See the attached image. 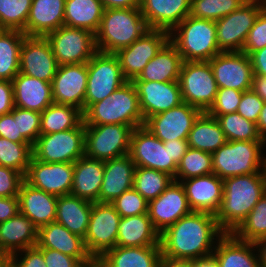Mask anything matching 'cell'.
Wrapping results in <instances>:
<instances>
[{"instance_id":"obj_1","label":"cell","mask_w":266,"mask_h":267,"mask_svg":"<svg viewBox=\"0 0 266 267\" xmlns=\"http://www.w3.org/2000/svg\"><path fill=\"white\" fill-rule=\"evenodd\" d=\"M224 234L214 214L192 211L160 234L161 253L172 259H208Z\"/></svg>"},{"instance_id":"obj_2","label":"cell","mask_w":266,"mask_h":267,"mask_svg":"<svg viewBox=\"0 0 266 267\" xmlns=\"http://www.w3.org/2000/svg\"><path fill=\"white\" fill-rule=\"evenodd\" d=\"M265 193V171L223 179V198L215 215L220 229L233 233Z\"/></svg>"},{"instance_id":"obj_3","label":"cell","mask_w":266,"mask_h":267,"mask_svg":"<svg viewBox=\"0 0 266 267\" xmlns=\"http://www.w3.org/2000/svg\"><path fill=\"white\" fill-rule=\"evenodd\" d=\"M150 28L140 8L104 9L99 28L95 33V45L99 52L115 54L130 46Z\"/></svg>"},{"instance_id":"obj_4","label":"cell","mask_w":266,"mask_h":267,"mask_svg":"<svg viewBox=\"0 0 266 267\" xmlns=\"http://www.w3.org/2000/svg\"><path fill=\"white\" fill-rule=\"evenodd\" d=\"M85 125L124 124L134 128L144 126V118L136 87L127 81L103 101L91 104L83 112Z\"/></svg>"},{"instance_id":"obj_5","label":"cell","mask_w":266,"mask_h":267,"mask_svg":"<svg viewBox=\"0 0 266 267\" xmlns=\"http://www.w3.org/2000/svg\"><path fill=\"white\" fill-rule=\"evenodd\" d=\"M169 41L185 62L209 61L221 52L213 20L187 16L169 33Z\"/></svg>"},{"instance_id":"obj_6","label":"cell","mask_w":266,"mask_h":267,"mask_svg":"<svg viewBox=\"0 0 266 267\" xmlns=\"http://www.w3.org/2000/svg\"><path fill=\"white\" fill-rule=\"evenodd\" d=\"M264 147L265 140L227 141L212 153L213 173L225 179L264 171Z\"/></svg>"},{"instance_id":"obj_7","label":"cell","mask_w":266,"mask_h":267,"mask_svg":"<svg viewBox=\"0 0 266 267\" xmlns=\"http://www.w3.org/2000/svg\"><path fill=\"white\" fill-rule=\"evenodd\" d=\"M88 81L84 111L94 103L108 98L127 80L123 77L118 57L97 51L87 63Z\"/></svg>"},{"instance_id":"obj_8","label":"cell","mask_w":266,"mask_h":267,"mask_svg":"<svg viewBox=\"0 0 266 267\" xmlns=\"http://www.w3.org/2000/svg\"><path fill=\"white\" fill-rule=\"evenodd\" d=\"M85 124L66 131L40 135L32 147L33 157L46 163H75L85 155Z\"/></svg>"},{"instance_id":"obj_9","label":"cell","mask_w":266,"mask_h":267,"mask_svg":"<svg viewBox=\"0 0 266 267\" xmlns=\"http://www.w3.org/2000/svg\"><path fill=\"white\" fill-rule=\"evenodd\" d=\"M183 102L207 112L213 105L218 86L209 61H183L179 78Z\"/></svg>"},{"instance_id":"obj_10","label":"cell","mask_w":266,"mask_h":267,"mask_svg":"<svg viewBox=\"0 0 266 267\" xmlns=\"http://www.w3.org/2000/svg\"><path fill=\"white\" fill-rule=\"evenodd\" d=\"M133 130L124 124L85 125V156L106 161L128 154Z\"/></svg>"},{"instance_id":"obj_11","label":"cell","mask_w":266,"mask_h":267,"mask_svg":"<svg viewBox=\"0 0 266 267\" xmlns=\"http://www.w3.org/2000/svg\"><path fill=\"white\" fill-rule=\"evenodd\" d=\"M45 37L59 65L88 63L97 52L95 34L86 29L64 25Z\"/></svg>"},{"instance_id":"obj_12","label":"cell","mask_w":266,"mask_h":267,"mask_svg":"<svg viewBox=\"0 0 266 267\" xmlns=\"http://www.w3.org/2000/svg\"><path fill=\"white\" fill-rule=\"evenodd\" d=\"M261 0H248L239 9L215 21L217 45L221 52H240L259 13Z\"/></svg>"},{"instance_id":"obj_13","label":"cell","mask_w":266,"mask_h":267,"mask_svg":"<svg viewBox=\"0 0 266 267\" xmlns=\"http://www.w3.org/2000/svg\"><path fill=\"white\" fill-rule=\"evenodd\" d=\"M129 154L138 167L164 172L173 179L176 176L177 165L170 157L169 141L162 142L144 126L134 128Z\"/></svg>"},{"instance_id":"obj_14","label":"cell","mask_w":266,"mask_h":267,"mask_svg":"<svg viewBox=\"0 0 266 267\" xmlns=\"http://www.w3.org/2000/svg\"><path fill=\"white\" fill-rule=\"evenodd\" d=\"M121 216L111 203H92L84 244L91 256L100 258L116 246Z\"/></svg>"},{"instance_id":"obj_15","label":"cell","mask_w":266,"mask_h":267,"mask_svg":"<svg viewBox=\"0 0 266 267\" xmlns=\"http://www.w3.org/2000/svg\"><path fill=\"white\" fill-rule=\"evenodd\" d=\"M168 41L169 32L150 29L130 46L119 49L115 55L120 62L123 77L127 81L137 78Z\"/></svg>"},{"instance_id":"obj_16","label":"cell","mask_w":266,"mask_h":267,"mask_svg":"<svg viewBox=\"0 0 266 267\" xmlns=\"http://www.w3.org/2000/svg\"><path fill=\"white\" fill-rule=\"evenodd\" d=\"M201 113L200 109L183 102L177 107L148 117L144 127L162 142L187 139Z\"/></svg>"},{"instance_id":"obj_17","label":"cell","mask_w":266,"mask_h":267,"mask_svg":"<svg viewBox=\"0 0 266 267\" xmlns=\"http://www.w3.org/2000/svg\"><path fill=\"white\" fill-rule=\"evenodd\" d=\"M209 63L218 88L238 91L252 89L253 68L247 54L240 52H220Z\"/></svg>"},{"instance_id":"obj_18","label":"cell","mask_w":266,"mask_h":267,"mask_svg":"<svg viewBox=\"0 0 266 267\" xmlns=\"http://www.w3.org/2000/svg\"><path fill=\"white\" fill-rule=\"evenodd\" d=\"M74 177V163H46L30 160L24 180L31 186L57 197L69 195Z\"/></svg>"},{"instance_id":"obj_19","label":"cell","mask_w":266,"mask_h":267,"mask_svg":"<svg viewBox=\"0 0 266 267\" xmlns=\"http://www.w3.org/2000/svg\"><path fill=\"white\" fill-rule=\"evenodd\" d=\"M58 67L46 37L25 36L20 50V73L51 83Z\"/></svg>"},{"instance_id":"obj_20","label":"cell","mask_w":266,"mask_h":267,"mask_svg":"<svg viewBox=\"0 0 266 267\" xmlns=\"http://www.w3.org/2000/svg\"><path fill=\"white\" fill-rule=\"evenodd\" d=\"M192 212L181 182L173 180L166 190L148 203V216L161 234L180 218Z\"/></svg>"},{"instance_id":"obj_21","label":"cell","mask_w":266,"mask_h":267,"mask_svg":"<svg viewBox=\"0 0 266 267\" xmlns=\"http://www.w3.org/2000/svg\"><path fill=\"white\" fill-rule=\"evenodd\" d=\"M87 81V63L59 65L51 82L53 102L74 106L84 112Z\"/></svg>"},{"instance_id":"obj_22","label":"cell","mask_w":266,"mask_h":267,"mask_svg":"<svg viewBox=\"0 0 266 267\" xmlns=\"http://www.w3.org/2000/svg\"><path fill=\"white\" fill-rule=\"evenodd\" d=\"M136 87L144 121L183 103L179 81H132Z\"/></svg>"},{"instance_id":"obj_23","label":"cell","mask_w":266,"mask_h":267,"mask_svg":"<svg viewBox=\"0 0 266 267\" xmlns=\"http://www.w3.org/2000/svg\"><path fill=\"white\" fill-rule=\"evenodd\" d=\"M192 211L216 215L223 198V179L214 173L181 181Z\"/></svg>"},{"instance_id":"obj_24","label":"cell","mask_w":266,"mask_h":267,"mask_svg":"<svg viewBox=\"0 0 266 267\" xmlns=\"http://www.w3.org/2000/svg\"><path fill=\"white\" fill-rule=\"evenodd\" d=\"M191 0H140V10L150 29L171 32L190 13Z\"/></svg>"},{"instance_id":"obj_25","label":"cell","mask_w":266,"mask_h":267,"mask_svg":"<svg viewBox=\"0 0 266 267\" xmlns=\"http://www.w3.org/2000/svg\"><path fill=\"white\" fill-rule=\"evenodd\" d=\"M136 165L130 154L104 161V174L99 193L100 203H111L133 188Z\"/></svg>"},{"instance_id":"obj_26","label":"cell","mask_w":266,"mask_h":267,"mask_svg":"<svg viewBox=\"0 0 266 267\" xmlns=\"http://www.w3.org/2000/svg\"><path fill=\"white\" fill-rule=\"evenodd\" d=\"M18 200L19 212L27 216L38 229L55 222L57 196L37 189L24 180Z\"/></svg>"},{"instance_id":"obj_27","label":"cell","mask_w":266,"mask_h":267,"mask_svg":"<svg viewBox=\"0 0 266 267\" xmlns=\"http://www.w3.org/2000/svg\"><path fill=\"white\" fill-rule=\"evenodd\" d=\"M255 248V243L240 241L232 233H225L217 241L212 258L219 267H259Z\"/></svg>"},{"instance_id":"obj_28","label":"cell","mask_w":266,"mask_h":267,"mask_svg":"<svg viewBox=\"0 0 266 267\" xmlns=\"http://www.w3.org/2000/svg\"><path fill=\"white\" fill-rule=\"evenodd\" d=\"M14 105L42 112L53 103L51 83L18 73L12 81Z\"/></svg>"},{"instance_id":"obj_29","label":"cell","mask_w":266,"mask_h":267,"mask_svg":"<svg viewBox=\"0 0 266 267\" xmlns=\"http://www.w3.org/2000/svg\"><path fill=\"white\" fill-rule=\"evenodd\" d=\"M36 247L54 249L79 261L91 256L86 250L84 239L56 221L38 229Z\"/></svg>"},{"instance_id":"obj_30","label":"cell","mask_w":266,"mask_h":267,"mask_svg":"<svg viewBox=\"0 0 266 267\" xmlns=\"http://www.w3.org/2000/svg\"><path fill=\"white\" fill-rule=\"evenodd\" d=\"M65 0H32L26 22V36L45 37L64 26Z\"/></svg>"},{"instance_id":"obj_31","label":"cell","mask_w":266,"mask_h":267,"mask_svg":"<svg viewBox=\"0 0 266 267\" xmlns=\"http://www.w3.org/2000/svg\"><path fill=\"white\" fill-rule=\"evenodd\" d=\"M37 238L38 228L21 212L0 222V248L9 257L18 251L35 247Z\"/></svg>"},{"instance_id":"obj_32","label":"cell","mask_w":266,"mask_h":267,"mask_svg":"<svg viewBox=\"0 0 266 267\" xmlns=\"http://www.w3.org/2000/svg\"><path fill=\"white\" fill-rule=\"evenodd\" d=\"M104 174V161L83 156L74 163L70 194L92 203L99 202Z\"/></svg>"},{"instance_id":"obj_33","label":"cell","mask_w":266,"mask_h":267,"mask_svg":"<svg viewBox=\"0 0 266 267\" xmlns=\"http://www.w3.org/2000/svg\"><path fill=\"white\" fill-rule=\"evenodd\" d=\"M161 257L160 245L115 246L99 258V267H159Z\"/></svg>"},{"instance_id":"obj_34","label":"cell","mask_w":266,"mask_h":267,"mask_svg":"<svg viewBox=\"0 0 266 267\" xmlns=\"http://www.w3.org/2000/svg\"><path fill=\"white\" fill-rule=\"evenodd\" d=\"M160 245V233L154 228L148 213L121 217L116 246L138 247Z\"/></svg>"},{"instance_id":"obj_35","label":"cell","mask_w":266,"mask_h":267,"mask_svg":"<svg viewBox=\"0 0 266 267\" xmlns=\"http://www.w3.org/2000/svg\"><path fill=\"white\" fill-rule=\"evenodd\" d=\"M183 59L177 48L168 41L133 81H179Z\"/></svg>"},{"instance_id":"obj_36","label":"cell","mask_w":266,"mask_h":267,"mask_svg":"<svg viewBox=\"0 0 266 267\" xmlns=\"http://www.w3.org/2000/svg\"><path fill=\"white\" fill-rule=\"evenodd\" d=\"M92 202L79 197L63 195L57 197L55 221L70 232L84 239L90 220Z\"/></svg>"},{"instance_id":"obj_37","label":"cell","mask_w":266,"mask_h":267,"mask_svg":"<svg viewBox=\"0 0 266 267\" xmlns=\"http://www.w3.org/2000/svg\"><path fill=\"white\" fill-rule=\"evenodd\" d=\"M226 142L218 121L207 112H202L198 116L187 138L189 147L209 153H214Z\"/></svg>"},{"instance_id":"obj_38","label":"cell","mask_w":266,"mask_h":267,"mask_svg":"<svg viewBox=\"0 0 266 267\" xmlns=\"http://www.w3.org/2000/svg\"><path fill=\"white\" fill-rule=\"evenodd\" d=\"M103 12L101 0H65L64 25L86 29L95 34Z\"/></svg>"},{"instance_id":"obj_39","label":"cell","mask_w":266,"mask_h":267,"mask_svg":"<svg viewBox=\"0 0 266 267\" xmlns=\"http://www.w3.org/2000/svg\"><path fill=\"white\" fill-rule=\"evenodd\" d=\"M83 122V112L70 105L52 103L41 112L40 134L46 135L77 128Z\"/></svg>"},{"instance_id":"obj_40","label":"cell","mask_w":266,"mask_h":267,"mask_svg":"<svg viewBox=\"0 0 266 267\" xmlns=\"http://www.w3.org/2000/svg\"><path fill=\"white\" fill-rule=\"evenodd\" d=\"M25 36L19 30L0 31V80L12 82L19 73L20 50Z\"/></svg>"},{"instance_id":"obj_41","label":"cell","mask_w":266,"mask_h":267,"mask_svg":"<svg viewBox=\"0 0 266 267\" xmlns=\"http://www.w3.org/2000/svg\"><path fill=\"white\" fill-rule=\"evenodd\" d=\"M173 180L164 172L136 166L133 188L150 202L163 193Z\"/></svg>"},{"instance_id":"obj_42","label":"cell","mask_w":266,"mask_h":267,"mask_svg":"<svg viewBox=\"0 0 266 267\" xmlns=\"http://www.w3.org/2000/svg\"><path fill=\"white\" fill-rule=\"evenodd\" d=\"M213 173L212 153L189 147L177 165L175 181Z\"/></svg>"},{"instance_id":"obj_43","label":"cell","mask_w":266,"mask_h":267,"mask_svg":"<svg viewBox=\"0 0 266 267\" xmlns=\"http://www.w3.org/2000/svg\"><path fill=\"white\" fill-rule=\"evenodd\" d=\"M227 141L264 140L259 135L257 124L239 113H228L216 117Z\"/></svg>"},{"instance_id":"obj_44","label":"cell","mask_w":266,"mask_h":267,"mask_svg":"<svg viewBox=\"0 0 266 267\" xmlns=\"http://www.w3.org/2000/svg\"><path fill=\"white\" fill-rule=\"evenodd\" d=\"M32 147L29 142H12L0 137V165L25 176L33 156Z\"/></svg>"},{"instance_id":"obj_45","label":"cell","mask_w":266,"mask_h":267,"mask_svg":"<svg viewBox=\"0 0 266 267\" xmlns=\"http://www.w3.org/2000/svg\"><path fill=\"white\" fill-rule=\"evenodd\" d=\"M232 234L240 241L253 243L266 236V193Z\"/></svg>"},{"instance_id":"obj_46","label":"cell","mask_w":266,"mask_h":267,"mask_svg":"<svg viewBox=\"0 0 266 267\" xmlns=\"http://www.w3.org/2000/svg\"><path fill=\"white\" fill-rule=\"evenodd\" d=\"M248 0H191L189 16L217 21Z\"/></svg>"},{"instance_id":"obj_47","label":"cell","mask_w":266,"mask_h":267,"mask_svg":"<svg viewBox=\"0 0 266 267\" xmlns=\"http://www.w3.org/2000/svg\"><path fill=\"white\" fill-rule=\"evenodd\" d=\"M32 0H0V29L19 30L25 34Z\"/></svg>"},{"instance_id":"obj_48","label":"cell","mask_w":266,"mask_h":267,"mask_svg":"<svg viewBox=\"0 0 266 267\" xmlns=\"http://www.w3.org/2000/svg\"><path fill=\"white\" fill-rule=\"evenodd\" d=\"M148 203L134 188L123 192L111 202L121 217L146 214L148 212Z\"/></svg>"},{"instance_id":"obj_49","label":"cell","mask_w":266,"mask_h":267,"mask_svg":"<svg viewBox=\"0 0 266 267\" xmlns=\"http://www.w3.org/2000/svg\"><path fill=\"white\" fill-rule=\"evenodd\" d=\"M242 94L243 92L235 89L218 88L215 101L207 113L216 118L219 115L237 112Z\"/></svg>"},{"instance_id":"obj_50","label":"cell","mask_w":266,"mask_h":267,"mask_svg":"<svg viewBox=\"0 0 266 267\" xmlns=\"http://www.w3.org/2000/svg\"><path fill=\"white\" fill-rule=\"evenodd\" d=\"M41 113L18 107V134L32 146L40 134Z\"/></svg>"},{"instance_id":"obj_51","label":"cell","mask_w":266,"mask_h":267,"mask_svg":"<svg viewBox=\"0 0 266 267\" xmlns=\"http://www.w3.org/2000/svg\"><path fill=\"white\" fill-rule=\"evenodd\" d=\"M264 47H266V8L257 16L253 27L248 33L242 52L249 56Z\"/></svg>"},{"instance_id":"obj_52","label":"cell","mask_w":266,"mask_h":267,"mask_svg":"<svg viewBox=\"0 0 266 267\" xmlns=\"http://www.w3.org/2000/svg\"><path fill=\"white\" fill-rule=\"evenodd\" d=\"M24 175L16 170L0 165V197H16Z\"/></svg>"},{"instance_id":"obj_53","label":"cell","mask_w":266,"mask_h":267,"mask_svg":"<svg viewBox=\"0 0 266 267\" xmlns=\"http://www.w3.org/2000/svg\"><path fill=\"white\" fill-rule=\"evenodd\" d=\"M264 101L252 90L243 91L237 113L244 118L257 123Z\"/></svg>"},{"instance_id":"obj_54","label":"cell","mask_w":266,"mask_h":267,"mask_svg":"<svg viewBox=\"0 0 266 267\" xmlns=\"http://www.w3.org/2000/svg\"><path fill=\"white\" fill-rule=\"evenodd\" d=\"M9 265L11 267H46L43 253L36 246L12 254Z\"/></svg>"},{"instance_id":"obj_55","label":"cell","mask_w":266,"mask_h":267,"mask_svg":"<svg viewBox=\"0 0 266 267\" xmlns=\"http://www.w3.org/2000/svg\"><path fill=\"white\" fill-rule=\"evenodd\" d=\"M0 137L12 142H28L18 134V107H14L8 114L0 115Z\"/></svg>"},{"instance_id":"obj_56","label":"cell","mask_w":266,"mask_h":267,"mask_svg":"<svg viewBox=\"0 0 266 267\" xmlns=\"http://www.w3.org/2000/svg\"><path fill=\"white\" fill-rule=\"evenodd\" d=\"M38 249L43 253L46 267H73L79 262L77 258L65 255L54 249Z\"/></svg>"},{"instance_id":"obj_57","label":"cell","mask_w":266,"mask_h":267,"mask_svg":"<svg viewBox=\"0 0 266 267\" xmlns=\"http://www.w3.org/2000/svg\"><path fill=\"white\" fill-rule=\"evenodd\" d=\"M14 107L12 82L0 80V115L10 113Z\"/></svg>"},{"instance_id":"obj_58","label":"cell","mask_w":266,"mask_h":267,"mask_svg":"<svg viewBox=\"0 0 266 267\" xmlns=\"http://www.w3.org/2000/svg\"><path fill=\"white\" fill-rule=\"evenodd\" d=\"M19 212V200L16 197H0V222L7 221Z\"/></svg>"},{"instance_id":"obj_59","label":"cell","mask_w":266,"mask_h":267,"mask_svg":"<svg viewBox=\"0 0 266 267\" xmlns=\"http://www.w3.org/2000/svg\"><path fill=\"white\" fill-rule=\"evenodd\" d=\"M253 75L266 76V47L249 55Z\"/></svg>"},{"instance_id":"obj_60","label":"cell","mask_w":266,"mask_h":267,"mask_svg":"<svg viewBox=\"0 0 266 267\" xmlns=\"http://www.w3.org/2000/svg\"><path fill=\"white\" fill-rule=\"evenodd\" d=\"M189 145L187 139H177L169 141V152L170 157L175 162L176 165L182 159V156L187 152Z\"/></svg>"},{"instance_id":"obj_61","label":"cell","mask_w":266,"mask_h":267,"mask_svg":"<svg viewBox=\"0 0 266 267\" xmlns=\"http://www.w3.org/2000/svg\"><path fill=\"white\" fill-rule=\"evenodd\" d=\"M104 9L140 8V0H101Z\"/></svg>"},{"instance_id":"obj_62","label":"cell","mask_w":266,"mask_h":267,"mask_svg":"<svg viewBox=\"0 0 266 267\" xmlns=\"http://www.w3.org/2000/svg\"><path fill=\"white\" fill-rule=\"evenodd\" d=\"M159 267H195V260L161 257Z\"/></svg>"},{"instance_id":"obj_63","label":"cell","mask_w":266,"mask_h":267,"mask_svg":"<svg viewBox=\"0 0 266 267\" xmlns=\"http://www.w3.org/2000/svg\"><path fill=\"white\" fill-rule=\"evenodd\" d=\"M252 90L266 102V76L253 75Z\"/></svg>"},{"instance_id":"obj_64","label":"cell","mask_w":266,"mask_h":267,"mask_svg":"<svg viewBox=\"0 0 266 267\" xmlns=\"http://www.w3.org/2000/svg\"><path fill=\"white\" fill-rule=\"evenodd\" d=\"M259 256L260 267H266V236L255 242Z\"/></svg>"},{"instance_id":"obj_65","label":"cell","mask_w":266,"mask_h":267,"mask_svg":"<svg viewBox=\"0 0 266 267\" xmlns=\"http://www.w3.org/2000/svg\"><path fill=\"white\" fill-rule=\"evenodd\" d=\"M256 124L259 135L266 141V102L263 104Z\"/></svg>"},{"instance_id":"obj_66","label":"cell","mask_w":266,"mask_h":267,"mask_svg":"<svg viewBox=\"0 0 266 267\" xmlns=\"http://www.w3.org/2000/svg\"><path fill=\"white\" fill-rule=\"evenodd\" d=\"M73 267H99V258L95 256H90L87 259L79 261Z\"/></svg>"},{"instance_id":"obj_67","label":"cell","mask_w":266,"mask_h":267,"mask_svg":"<svg viewBox=\"0 0 266 267\" xmlns=\"http://www.w3.org/2000/svg\"><path fill=\"white\" fill-rule=\"evenodd\" d=\"M195 267H219L214 259L208 258L204 260H195Z\"/></svg>"},{"instance_id":"obj_68","label":"cell","mask_w":266,"mask_h":267,"mask_svg":"<svg viewBox=\"0 0 266 267\" xmlns=\"http://www.w3.org/2000/svg\"><path fill=\"white\" fill-rule=\"evenodd\" d=\"M10 264V257L0 248V267H7Z\"/></svg>"},{"instance_id":"obj_69","label":"cell","mask_w":266,"mask_h":267,"mask_svg":"<svg viewBox=\"0 0 266 267\" xmlns=\"http://www.w3.org/2000/svg\"><path fill=\"white\" fill-rule=\"evenodd\" d=\"M261 2L265 5L266 8V0H261Z\"/></svg>"}]
</instances>
